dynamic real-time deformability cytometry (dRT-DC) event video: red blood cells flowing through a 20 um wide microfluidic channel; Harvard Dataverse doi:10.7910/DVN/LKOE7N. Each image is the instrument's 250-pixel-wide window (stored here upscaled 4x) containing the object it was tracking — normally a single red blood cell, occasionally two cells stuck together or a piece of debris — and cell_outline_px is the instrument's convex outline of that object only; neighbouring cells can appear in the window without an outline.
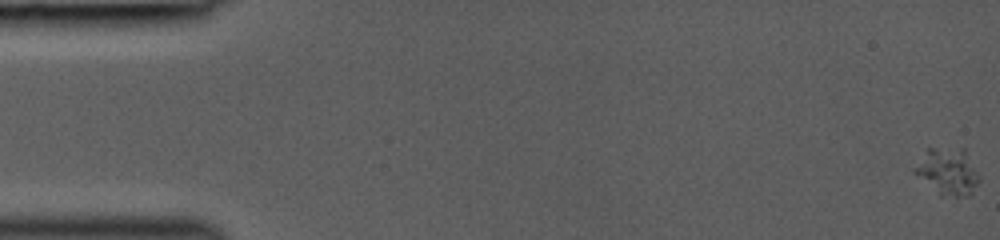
{"species": "common noctule bat (a hibernating species)", "species_latin": "Nyctalus noctula", "temperature_condition": "room temperature", "stored_images_in_passage": 13, "camera_frame_rate_fps": 3000, "um_per_image_px": 0.085, "animal": {"sex": "female", "body_mass_g": 19.0, "forearm_length_mm": 53.3}, "frame": {"image": 1, "passage_image": 1, "time_ms": 0.0, "image_size_px": [1000, 240], "cell_outline_px": [[980, 180], [972, 196], [940, 196], [912, 172], [912, 168], [928, 148], [964, 148], [980, 176]], "centroid_in_image_um": [80.56, 14.6], "position_along_channel_um": 4.4, "area_um2": 17.92}}
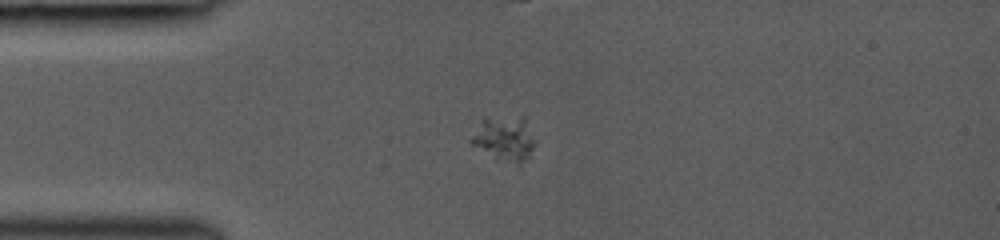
{"frame": {"image": 2, "passage_image": 6, "time_ms": 4.0, "image_size_px": [1000, 240], "cell_outline_px": [[536, 144], [528, 156], [516, 164], [504, 160], [472, 144], [468, 140], [480, 120], [520, 116], [524, 116], [536, 140]], "centroid_in_image_um": [42.91, 11.73], "position_along_channel_um": 42.1, "area_um2": 16.01}}
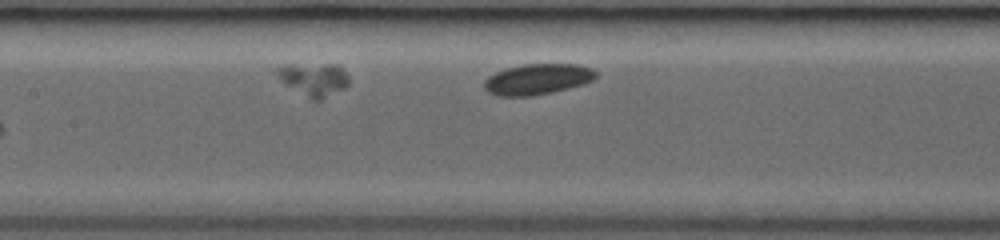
{"frame": {"image": 3, "passage_image": 13, "time_ms": 8.333, "image_size_px": [1000, 240], "cell_outline_px": [[596, 76], [592, 80], [584, 84], [552, 92], [532, 96], [496, 96], [488, 92], [484, 88], [484, 80], [488, 76], [504, 68], [524, 64], [576, 64], [592, 68], [596, 72]], "centroid_in_image_um": [45.65, 6.73], "position_along_channel_um": 161.7, "area_um2": 20.11}}